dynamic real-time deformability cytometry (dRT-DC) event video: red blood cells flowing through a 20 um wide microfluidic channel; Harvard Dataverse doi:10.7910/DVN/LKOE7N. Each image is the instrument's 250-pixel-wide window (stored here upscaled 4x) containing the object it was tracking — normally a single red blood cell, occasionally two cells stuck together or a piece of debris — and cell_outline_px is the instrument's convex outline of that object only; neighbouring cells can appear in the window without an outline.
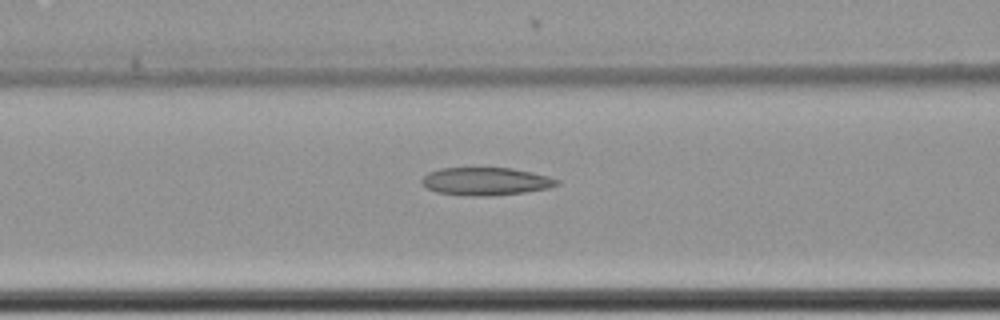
{"species": "common noctule bat (a hibernating species)", "species_latin": "Nyctalus noctula", "temperature_condition": "cold", "stored_images_in_passage": 30, "camera_frame_rate_fps": 3000, "um_per_image_px": 0.085, "animal": {"sex": "female", "body_mass_g": 22.7, "forearm_length_mm": 54.2}, "frame": {"image": 1, "passage_image": 26, "time_ms": 8.333, "image_size_px": [1000, 320], "cell_outline_px": [[560, 184], [548, 188], [524, 192], [488, 196], [472, 196], [436, 192], [420, 184], [420, 180], [428, 172], [440, 168], [512, 168], [532, 172], [548, 176], [560, 180]], "centroid_in_image_um": [41.28, 15.41], "position_along_channel_um": 125.3, "area_um2": 21.96}}
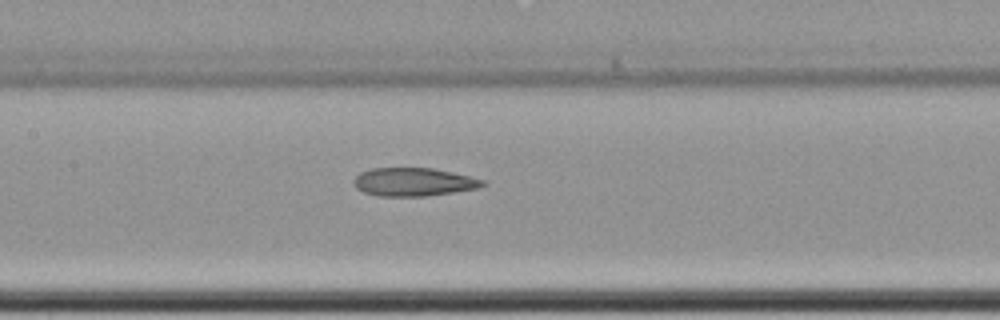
{"frame": {"image": 2, "passage_image": 30, "time_ms": 9.667, "image_size_px": [1000, 320], "cell_outline_px": [[488, 184], [480, 188], [428, 196], [376, 196], [364, 192], [356, 188], [352, 184], [352, 180], [360, 172], [372, 168], [432, 168], [452, 172], [484, 180]], "centroid_in_image_um": [35.14, 15.47], "position_along_channel_um": 172.3, "area_um2": 21.44}}